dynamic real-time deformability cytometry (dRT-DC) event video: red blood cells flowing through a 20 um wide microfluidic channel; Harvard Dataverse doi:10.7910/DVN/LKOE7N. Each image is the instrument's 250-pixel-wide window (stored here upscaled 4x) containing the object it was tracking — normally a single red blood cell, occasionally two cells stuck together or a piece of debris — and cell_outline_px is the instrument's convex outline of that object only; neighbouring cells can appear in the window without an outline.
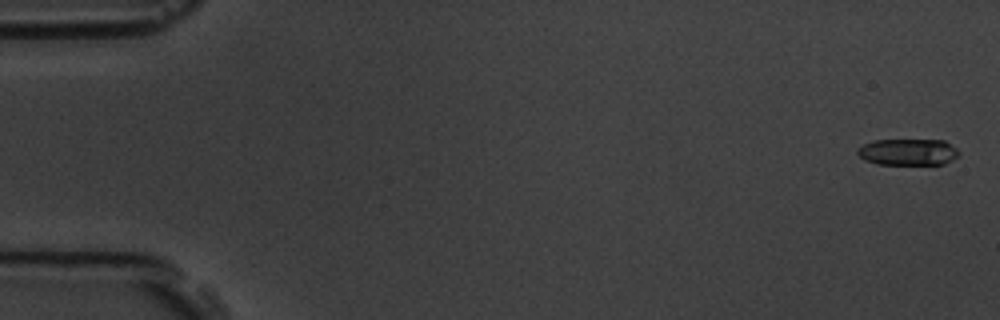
{"species": "common noctule bat (a hibernating species)", "species_latin": "Nyctalus noctula", "temperature_condition": "room temperature", "stored_images_in_passage": 6, "camera_frame_rate_fps": 3000, "um_per_image_px": 0.085, "animal": {"sex": "male", "body_mass_g": 19.5, "forearm_length_mm": 54.6}, "frame": {"image": 1, "passage_image": 1, "time_ms": 0.0, "image_size_px": [1000, 320], "cell_outline_px": [[960, 152], [952, 160], [944, 164], [876, 164], [864, 160], [856, 152], [856, 148], [872, 140], [944, 140], [956, 148]], "centroid_in_image_um": [77.15, 12.92], "position_along_channel_um": 7.9, "area_um2": 15.72}}
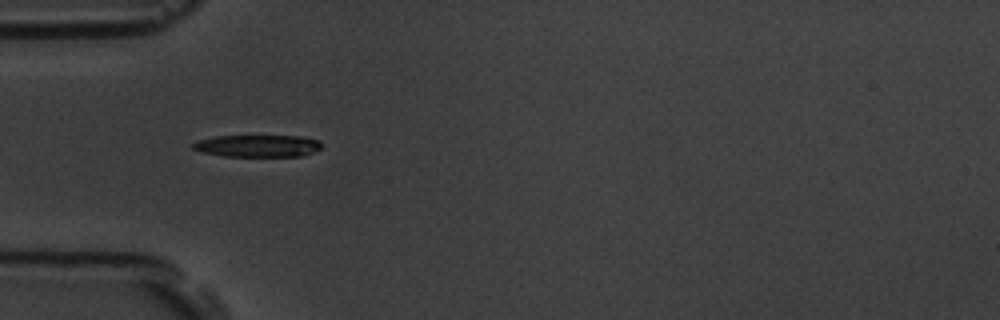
{"frame": {"image": 2, "passage_image": 5, "time_ms": 5.667, "image_size_px": [1000, 320], "cell_outline_px": [[320, 148], [304, 156], [224, 156], [204, 152], [192, 148], [192, 144], [200, 140], [216, 136], [300, 136], [320, 140]], "centroid_in_image_um": [21.93, 12.4], "position_along_channel_um": 63.1, "area_um2": 16.36}}
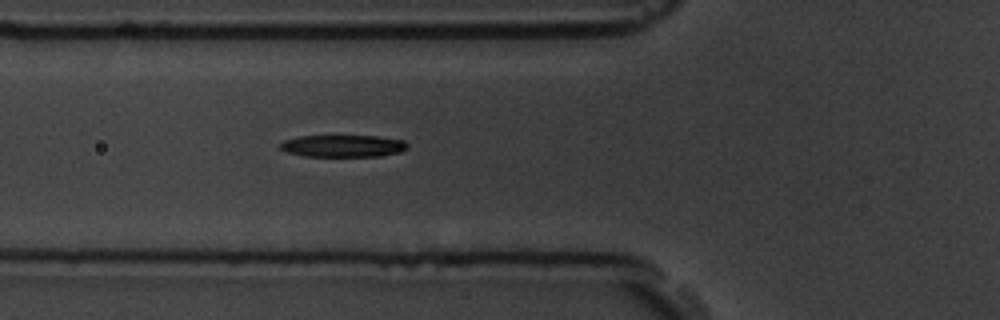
{"frame": {"image": 3, "passage_image": 6, "time_ms": 6.667, "image_size_px": [1000, 320], "cell_outline_px": [[408, 148], [400, 152], [380, 156], [304, 156], [288, 152], [280, 148], [280, 144], [284, 140], [300, 136], [376, 136], [404, 140], [408, 144]], "centroid_in_image_um": [29.19, 12.4], "position_along_channel_um": 96.6, "area_um2": 16.3}}